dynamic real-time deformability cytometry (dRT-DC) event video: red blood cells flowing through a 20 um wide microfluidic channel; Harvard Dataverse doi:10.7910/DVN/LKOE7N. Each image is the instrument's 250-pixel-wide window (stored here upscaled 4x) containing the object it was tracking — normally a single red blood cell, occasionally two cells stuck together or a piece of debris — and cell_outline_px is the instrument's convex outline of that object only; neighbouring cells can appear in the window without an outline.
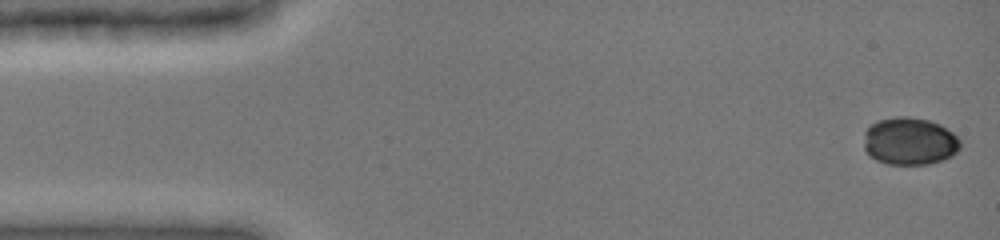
{"species": "common noctule bat (a hibernating species)", "species_latin": "Nyctalus noctula", "temperature_condition": "cold", "stored_images_in_passage": 47, "camera_frame_rate_fps": 3000, "um_per_image_px": 0.085, "animal": {"sex": "female", "body_mass_g": 19.0, "forearm_length_mm": 51.5}, "frame": {"image": 1, "passage_image": 1, "time_ms": 0.0, "image_size_px": [1000, 240], "cell_outline_px": [[960, 148], [952, 156], [944, 160], [928, 164], [888, 164], [876, 160], [864, 148], [864, 132], [876, 120], [896, 116], [908, 116], [928, 120], [940, 124], [952, 132], [960, 140]], "centroid_in_image_um": [77.32, 11.99], "position_along_channel_um": 7.7, "area_um2": 26.82}}
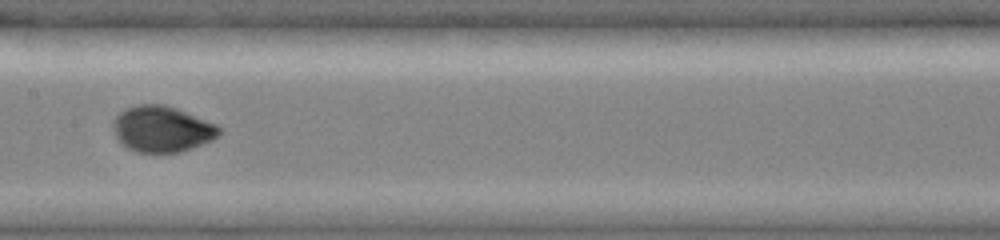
{"frame": {"image": 2, "passage_image": 24, "time_ms": 7.667, "image_size_px": [1000, 240], "cell_outline_px": [[220, 132], [212, 140], [192, 148], [180, 152], [136, 152], [128, 148], [116, 136], [112, 128], [112, 120], [124, 108], [136, 104], [164, 104], [176, 108], [216, 124], [220, 128]], "centroid_in_image_um": [13.74, 10.95], "position_along_channel_um": 193.7, "area_um2": 28.32}}
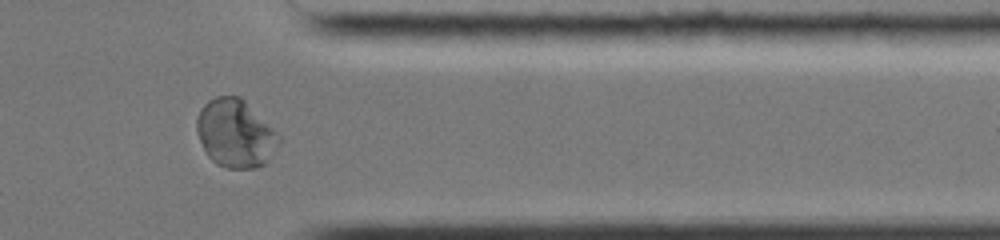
{"frame": {"image": 3, "passage_image": 39, "time_ms": 12.667, "image_size_px": [1000, 240], "cell_outline_px": [[280, 140], [268, 160], [264, 164], [256, 168], [228, 168], [216, 164], [208, 156], [196, 132], [196, 120], [200, 108], [208, 100], [216, 96], [240, 96], [280, 136]], "centroid_in_image_um": [19.97, 11.34], "position_along_channel_um": 391.4, "area_um2": 32.25}, "authors_computed_cell_mechanics": {"area_um2": 28.2642, "velocity_mm_per_s": 3.9836, "shape_relaxation_time_tau1_ms": 3.3529, "shape_relaxation_time_tau2_ms": null, "deformation_change_tau1": 0.1207, "deformation_change_tau2": null}}